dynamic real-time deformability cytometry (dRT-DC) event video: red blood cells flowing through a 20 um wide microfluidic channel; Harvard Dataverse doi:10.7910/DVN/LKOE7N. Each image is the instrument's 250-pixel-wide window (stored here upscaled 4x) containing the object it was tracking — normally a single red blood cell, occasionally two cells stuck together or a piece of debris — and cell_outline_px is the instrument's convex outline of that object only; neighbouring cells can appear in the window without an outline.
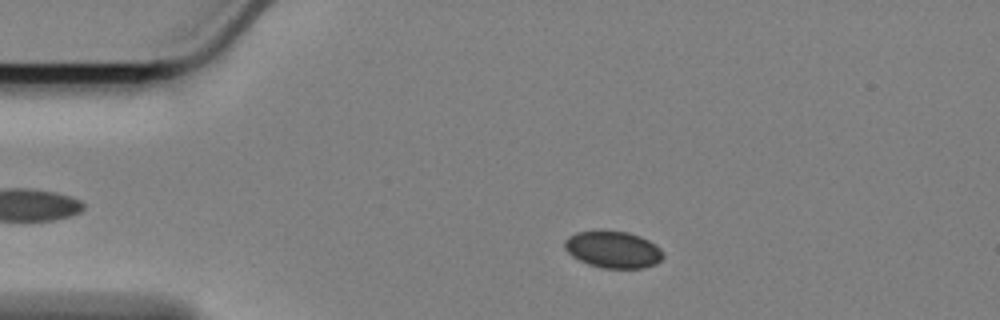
{"species": "Egyptian fruit bat (a non-hibernating species)", "species_latin": "Rousettus aegyptiacus", "temperature_condition": "cold", "stored_images_in_passage": 49, "camera_frame_rate_fps": 3000, "um_per_image_px": 0.085, "animal": {"sex": "female"}, "frame": {"image": 1, "passage_image": 9, "time_ms": 2.667, "image_size_px": [1000, 320], "cell_outline_px": [[664, 256], [656, 264], [644, 268], [604, 268], [588, 264], [572, 256], [564, 248], [564, 240], [568, 236], [576, 232], [628, 232], [640, 236], [656, 244], [664, 252]], "centroid_in_image_um": [52.13, 21.23], "position_along_channel_um": 32.9, "area_um2": 20.98}}
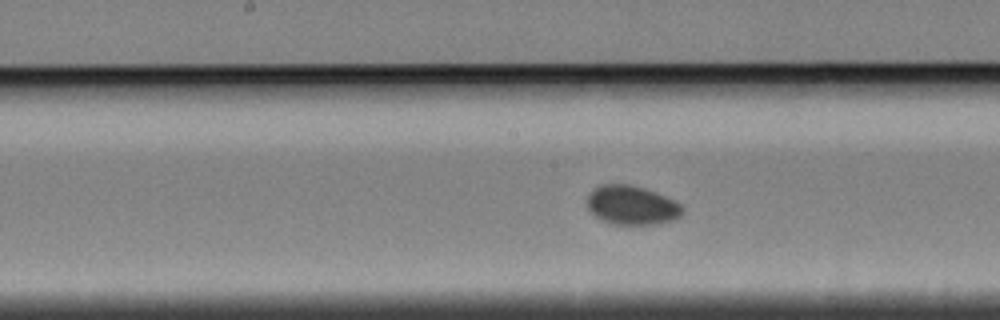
{"frame": {"image": 2, "passage_image": 27, "time_ms": 8.667, "image_size_px": [1000, 320], "cell_outline_px": [[684, 212], [680, 216], [672, 220], [652, 224], [608, 224], [600, 220], [588, 208], [588, 192], [592, 188], [600, 184], [632, 184], [656, 192], [676, 200], [684, 208]], "centroid_in_image_um": [53.69, 17.43], "position_along_channel_um": 194.5, "area_um2": 21.96}}
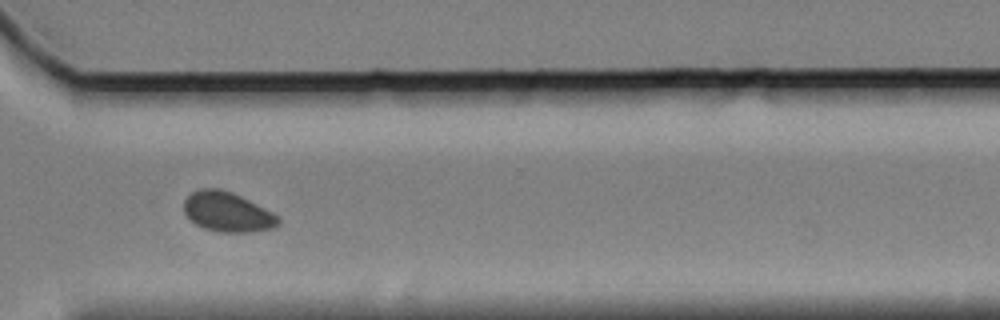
{"frame": {"image": 3, "passage_image": 41, "time_ms": 13.333, "image_size_px": [1000, 320], "cell_outline_px": [[280, 224], [276, 228], [248, 232], [220, 232], [204, 228], [196, 224], [184, 212], [184, 200], [192, 192], [200, 188], [220, 188], [232, 192], [280, 216]], "centroid_in_image_um": [19.35, 18.02], "position_along_channel_um": 351.2, "area_um2": 21.85}}